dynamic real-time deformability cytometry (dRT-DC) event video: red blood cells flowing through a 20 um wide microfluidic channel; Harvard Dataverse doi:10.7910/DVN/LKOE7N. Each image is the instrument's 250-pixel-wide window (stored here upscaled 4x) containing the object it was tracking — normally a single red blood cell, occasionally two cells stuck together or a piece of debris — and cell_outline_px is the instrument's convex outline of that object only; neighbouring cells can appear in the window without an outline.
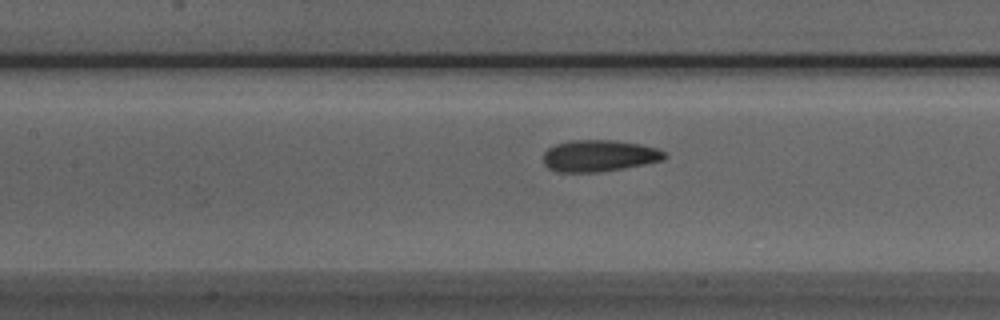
{"species": "Egyptian fruit bat (a non-hibernating species)", "species_latin": "Rousettus aegyptiacus", "temperature_condition": "room temperature", "stored_images_in_passage": 29, "camera_frame_rate_fps": 3000, "um_per_image_px": 0.085, "animal": {"sex": "male"}, "frame": {"image": 1, "passage_image": 8, "time_ms": 2.333, "image_size_px": [1000, 320], "cell_outline_px": [[668, 156], [664, 160], [624, 168], [596, 172], [556, 172], [548, 168], [544, 164], [544, 152], [548, 148], [556, 144], [572, 140], [616, 140], [640, 144], [656, 148], [664, 152]], "centroid_in_image_um": [50.92, 13.24], "position_along_channel_um": 156.5, "area_um2": 22.37}}
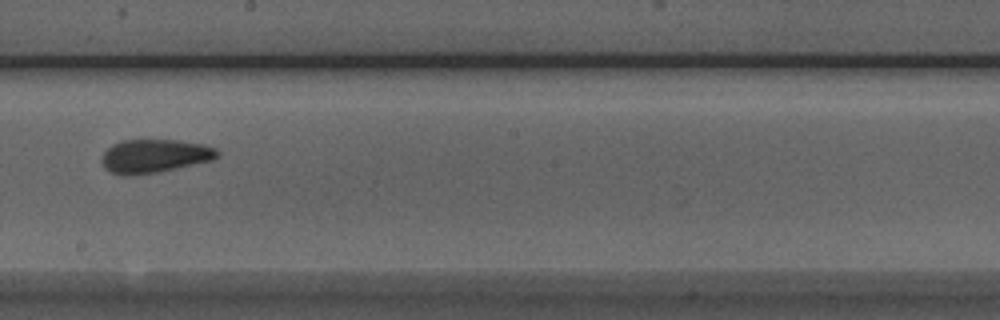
{"frame": {"image": 2, "passage_image": 14, "time_ms": 4.333, "image_size_px": [1000, 320], "cell_outline_px": [[220, 156], [212, 160], [176, 168], [156, 172], [128, 176], [124, 176], [108, 172], [104, 168], [100, 160], [104, 152], [112, 144], [120, 140], [176, 140], [204, 144], [216, 148], [220, 152]], "centroid_in_image_um": [13.11, 13.26], "position_along_channel_um": 235.1, "area_um2": 22.77}}
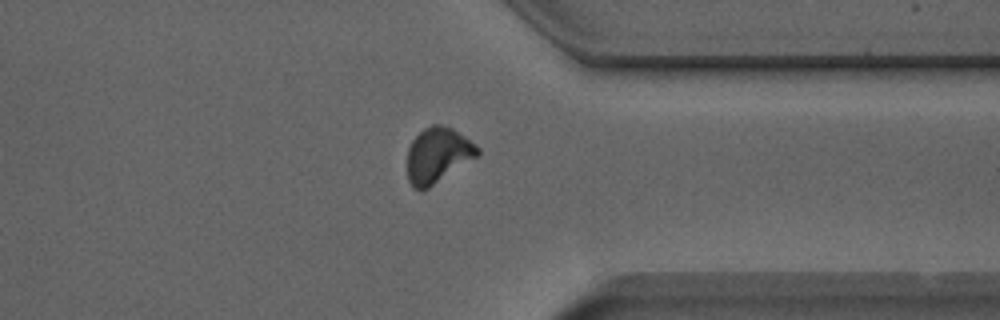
{"frame": {"image": 3, "passage_image": 25, "time_ms": 8.0, "image_size_px": [1000, 320], "cell_outline_px": [[480, 152], [476, 156], [428, 188], [420, 192], [412, 188], [408, 180], [408, 148], [412, 140], [424, 128], [432, 124], [440, 124], [452, 128], [476, 144], [480, 148]], "centroid_in_image_um": [37.18, 13.19], "position_along_channel_um": 374.2, "area_um2": 22.43}, "authors_computed_cell_mechanics": {"area_um2": 22.3108, "velocity_mm_per_s": 3.939, "shape_relaxation_time_tau1_ms": 4.3475, "shape_relaxation_time_tau2_ms": 1.5833, "deformation_change_tau1": 0.1166, "deformation_change_tau2": 0.0588}}